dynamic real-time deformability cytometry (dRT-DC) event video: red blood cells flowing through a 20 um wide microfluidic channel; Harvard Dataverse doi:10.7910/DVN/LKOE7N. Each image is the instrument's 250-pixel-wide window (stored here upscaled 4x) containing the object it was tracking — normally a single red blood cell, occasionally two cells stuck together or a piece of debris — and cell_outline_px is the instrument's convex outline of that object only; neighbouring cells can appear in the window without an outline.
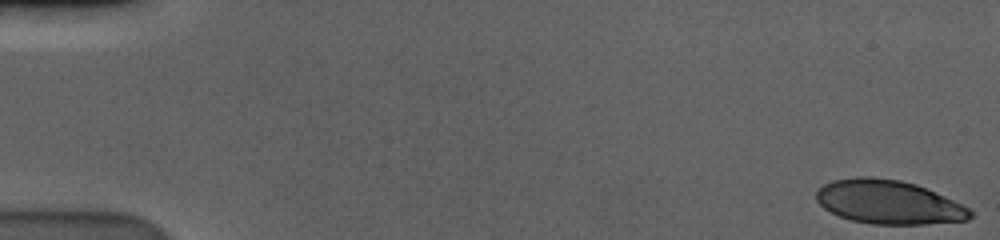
{"species": "human", "species_latin": "Homo sapiens", "temperature_condition": "cold", "stored_images_in_passage": 58, "camera_frame_rate_fps": 3000, "um_per_image_px": 0.085, "donor": {"sex": "male"}, "frame": {"image": 1, "passage_image": 1, "time_ms": 0.0, "image_size_px": [1000, 240], "cell_outline_px": [[972, 216], [968, 220], [924, 224], [872, 224], [852, 220], [840, 216], [824, 208], [816, 200], [816, 192], [824, 184], [832, 180], [856, 176], [872, 176], [900, 180], [916, 184], [944, 196], [968, 208], [972, 212]], "centroid_in_image_um": [75.5, 17.17], "position_along_channel_um": 9.5, "area_um2": 39.13}}
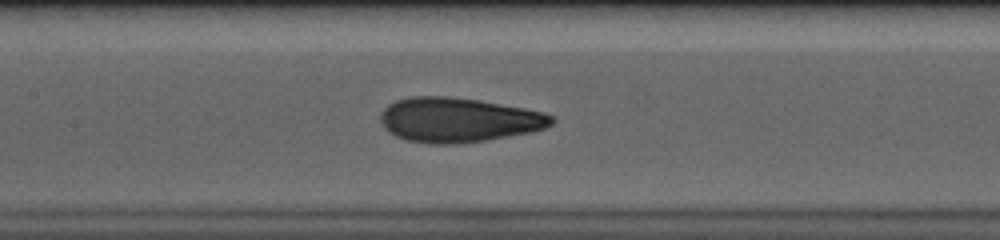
{"frame": {"image": 2, "passage_image": 28, "time_ms": 9.0, "image_size_px": [1000, 240], "cell_outline_px": [[556, 120], [552, 124], [544, 128], [532, 132], [484, 140], [456, 144], [428, 144], [408, 140], [396, 136], [388, 132], [384, 128], [380, 120], [380, 112], [388, 104], [396, 100], [412, 96], [444, 96], [476, 100], [524, 108], [544, 112], [552, 116]], "centroid_in_image_um": [38.93, 10.19], "position_along_channel_um": 168.5, "area_um2": 44.39}}
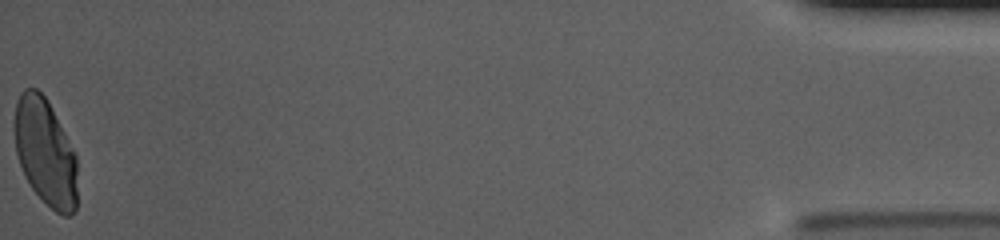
{"frame": {"image": 3, "passage_image": 58, "time_ms": 19.0, "image_size_px": [1000, 240], "cell_outline_px": [[76, 212], [68, 216], [64, 216], [56, 212], [32, 188], [24, 176], [16, 152], [16, 100], [20, 92], [24, 88], [36, 88], [48, 100], [76, 152]], "centroid_in_image_um": [3.88, 12.92], "position_along_channel_um": 431.3, "area_um2": 39.02}, "authors_computed_cell_mechanics": {"area_um2": 42.7142, "velocity_mm_per_s": 3.5809, "shape_relaxation_time_tau1_ms": 5.7629, "shape_relaxation_time_tau2_ms": 0.7879, "deformation_change_tau1": 0.2028, "deformation_change_tau2": 0.0571}}